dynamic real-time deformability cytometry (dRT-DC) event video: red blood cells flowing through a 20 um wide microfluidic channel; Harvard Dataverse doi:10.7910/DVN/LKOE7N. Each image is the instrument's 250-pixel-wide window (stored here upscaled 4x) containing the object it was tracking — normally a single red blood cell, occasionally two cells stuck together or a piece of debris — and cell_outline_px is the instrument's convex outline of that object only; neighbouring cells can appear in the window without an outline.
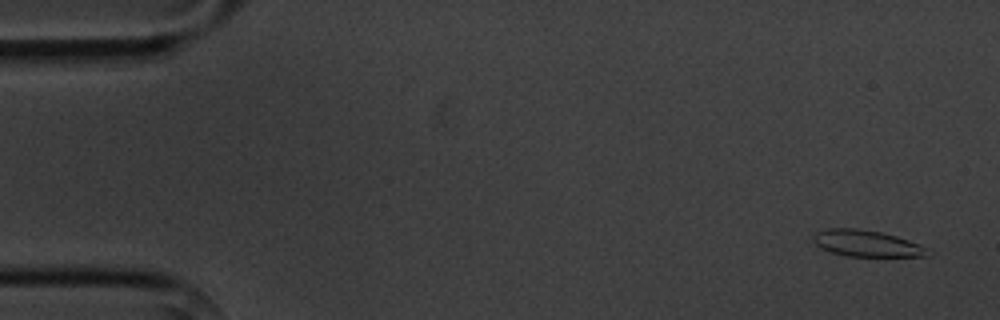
{"species": "common noctule bat (a hibernating species)", "species_latin": "Nyctalus noctula", "temperature_condition": "cold", "stored_images_in_passage": 3, "camera_frame_rate_fps": 3000, "um_per_image_px": 0.085, "animal": {"sex": "male", "body_mass_g": 20.1, "forearm_length_mm": 53.5}, "frame": {"image": 1, "passage_image": 1, "time_ms": 0.0, "image_size_px": [1000, 320], "cell_outline_px": [[932, 252], [924, 256], [848, 256], [832, 252], [820, 248], [812, 240], [812, 236], [816, 232], [828, 228], [856, 228], [880, 232], [896, 236], [920, 244]], "centroid_in_image_um": [73.64, 20.68], "position_along_channel_um": 11.4, "area_um2": 17.51}}